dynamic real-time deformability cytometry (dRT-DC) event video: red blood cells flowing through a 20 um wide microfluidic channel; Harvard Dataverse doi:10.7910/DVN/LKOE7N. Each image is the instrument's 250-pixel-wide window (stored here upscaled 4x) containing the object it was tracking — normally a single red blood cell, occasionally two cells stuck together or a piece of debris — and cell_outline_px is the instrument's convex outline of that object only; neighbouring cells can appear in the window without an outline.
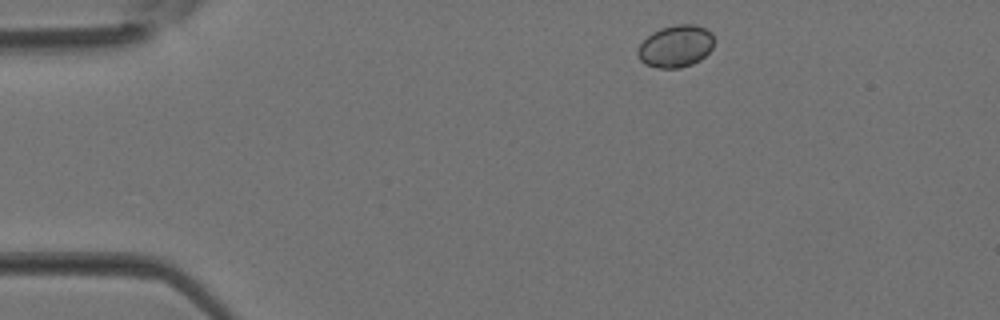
{"species": "Egyptian fruit bat (a non-hibernating species)", "species_latin": "Rousettus aegyptiacus", "temperature_condition": "room temperature", "stored_images_in_passage": 2, "camera_frame_rate_fps": 3000, "um_per_image_px": 0.085, "animal": {"sex": "female"}, "frame": {"image": 1, "passage_image": 1, "time_ms": 0.0, "image_size_px": [1000, 320], "cell_outline_px": [[712, 48], [700, 60], [692, 64], [680, 68], [660, 68], [644, 64], [640, 60], [636, 52], [640, 44], [652, 32], [660, 28], [676, 24], [696, 24], [712, 32]], "centroid_in_image_um": [57.41, 3.93], "position_along_channel_um": 27.6, "area_um2": 18.73}}